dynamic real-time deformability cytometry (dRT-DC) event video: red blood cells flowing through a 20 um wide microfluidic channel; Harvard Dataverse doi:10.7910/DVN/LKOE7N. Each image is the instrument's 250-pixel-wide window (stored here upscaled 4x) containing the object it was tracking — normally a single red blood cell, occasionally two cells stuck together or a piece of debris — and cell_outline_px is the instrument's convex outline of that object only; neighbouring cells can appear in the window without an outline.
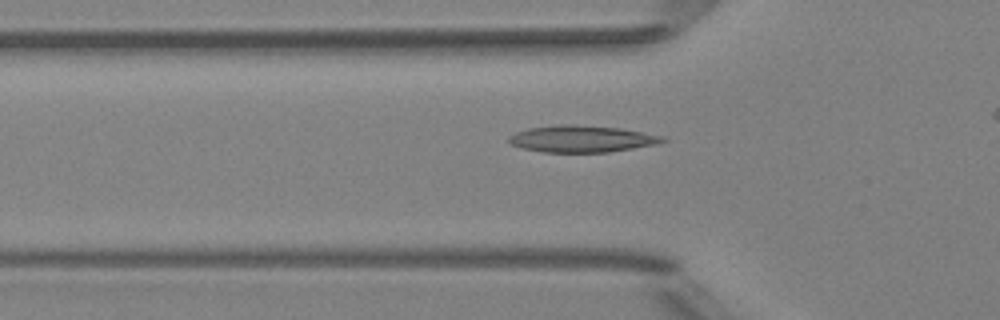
{"species": "Egyptian fruit bat (a non-hibernating species)", "species_latin": "Rousettus aegyptiacus", "temperature_condition": "room temperature", "stored_images_in_passage": 27, "camera_frame_rate_fps": 3000, "um_per_image_px": 0.085, "animal": {"sex": "female"}, "frame": {"image": 1, "passage_image": 2, "time_ms": 0.333, "image_size_px": [1000, 320], "cell_outline_px": [[668, 140], [656, 144], [608, 152], [544, 152], [520, 148], [512, 144], [508, 140], [508, 136], [516, 132], [528, 128], [560, 124], [576, 124], [620, 128], [664, 136]], "centroid_in_image_um": [49.43, 11.79], "position_along_channel_um": 76.4, "area_um2": 23.99}}
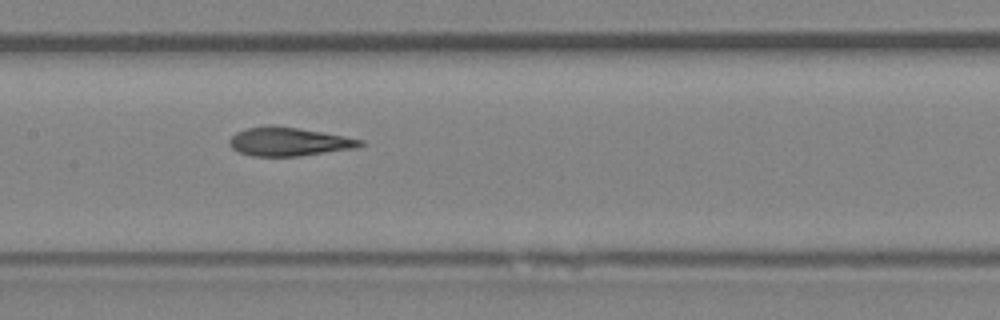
{"frame": {"image": 2, "passage_image": 10, "time_ms": 3.0, "image_size_px": [1000, 320], "cell_outline_px": [[364, 144], [356, 148], [300, 156], [252, 156], [236, 152], [228, 144], [228, 140], [236, 132], [248, 128], [272, 124], [344, 136], [364, 140]], "centroid_in_image_um": [24.51, 12.05], "position_along_channel_um": 182.9, "area_um2": 21.85}}
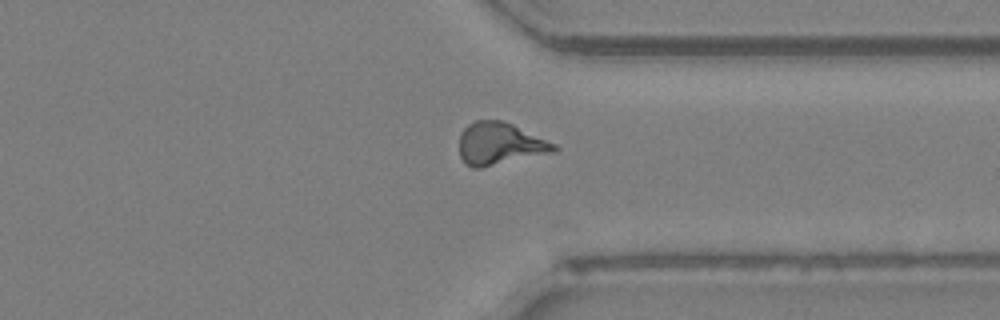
{"frame": {"image": 3, "passage_image": 24, "time_ms": 7.667, "image_size_px": [1000, 320], "cell_outline_px": [[560, 148], [552, 152], [480, 168], [472, 168], [460, 156], [460, 136], [464, 128], [468, 124], [476, 120], [500, 120], [512, 124], [556, 144]], "centroid_in_image_um": [42.48, 12.21], "position_along_channel_um": 368.9, "area_um2": 22.95}}